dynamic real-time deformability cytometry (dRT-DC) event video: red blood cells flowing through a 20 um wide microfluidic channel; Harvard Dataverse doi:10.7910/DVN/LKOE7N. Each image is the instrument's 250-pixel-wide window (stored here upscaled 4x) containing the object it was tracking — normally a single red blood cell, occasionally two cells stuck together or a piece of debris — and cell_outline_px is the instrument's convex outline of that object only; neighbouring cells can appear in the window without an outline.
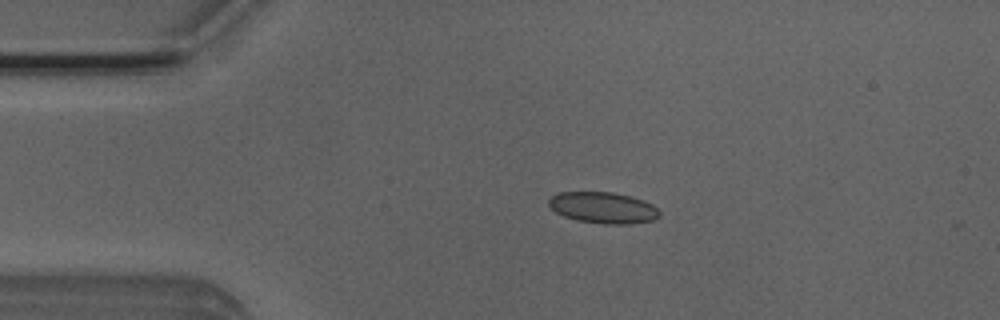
{"species": "Egyptian fruit bat (a non-hibernating species)", "species_latin": "Rousettus aegyptiacus", "temperature_condition": "room temperature", "stored_images_in_passage": 3, "camera_frame_rate_fps": 3000, "um_per_image_px": 0.085, "animal": {"sex": "male"}, "frame": {"image": 1, "passage_image": 2, "time_ms": 0.333, "image_size_px": [1000, 320], "cell_outline_px": [[660, 216], [652, 220], [632, 224], [604, 224], [576, 220], [564, 216], [556, 212], [548, 204], [548, 200], [552, 196], [560, 192], [612, 192], [644, 200], [652, 204], [660, 212]], "centroid_in_image_um": [51.27, 17.66], "position_along_channel_um": 33.7, "area_um2": 20.11}}